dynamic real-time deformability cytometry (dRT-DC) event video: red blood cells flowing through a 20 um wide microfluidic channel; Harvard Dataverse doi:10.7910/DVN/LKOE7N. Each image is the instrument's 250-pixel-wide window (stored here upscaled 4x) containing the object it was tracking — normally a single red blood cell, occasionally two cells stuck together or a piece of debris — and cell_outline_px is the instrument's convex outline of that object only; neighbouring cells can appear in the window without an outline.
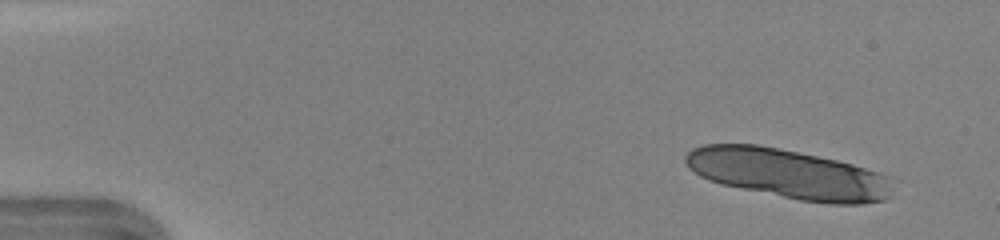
{"species": "human", "species_latin": "Homo sapiens", "temperature_condition": "warm", "stored_images_in_passage": 12, "camera_frame_rate_fps": 3000, "um_per_image_px": 0.085, "donor": {"sex": "female"}, "frame": {"image": 1, "passage_image": 1, "time_ms": 0.0, "image_size_px": [1000, 240], "cell_outline_px": [[892, 188], [888, 196], [884, 200], [860, 204], [832, 204], [800, 200], [724, 184], [708, 180], [700, 176], [684, 160], [684, 156], [692, 148], [704, 144], [760, 144], [836, 160], [852, 164], [888, 176]], "centroid_in_image_um": [67.0, 14.77], "position_along_channel_um": 18.0, "area_um2": 59.07}}